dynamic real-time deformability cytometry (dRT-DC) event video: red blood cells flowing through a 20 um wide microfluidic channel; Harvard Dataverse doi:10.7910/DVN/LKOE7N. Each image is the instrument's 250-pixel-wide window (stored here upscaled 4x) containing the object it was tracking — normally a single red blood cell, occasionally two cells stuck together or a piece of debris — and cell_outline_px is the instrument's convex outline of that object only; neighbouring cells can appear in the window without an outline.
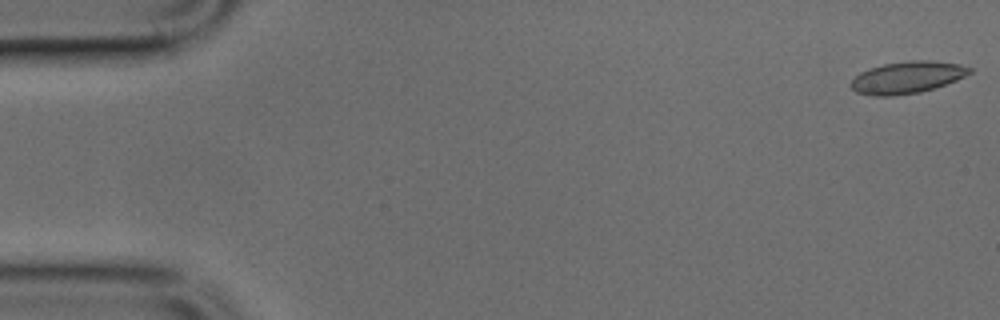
{"species": "common noctule bat (a hibernating species)", "species_latin": "Nyctalus noctula", "temperature_condition": "cold", "stored_images_in_passage": 12, "camera_frame_rate_fps": 3000, "um_per_image_px": 0.085, "animal": {"sex": "male", "body_mass_g": 17.9, "forearm_length_mm": 54.2}, "frame": {"image": 1, "passage_image": 1, "time_ms": 0.0, "image_size_px": [1000, 320], "cell_outline_px": [[972, 72], [956, 80], [936, 88], [920, 92], [892, 96], [872, 96], [856, 92], [848, 84], [860, 72], [868, 68], [884, 64], [912, 60], [932, 60], [960, 64], [972, 68]], "centroid_in_image_um": [77.1, 6.58], "position_along_channel_um": 7.9, "area_um2": 22.25}}
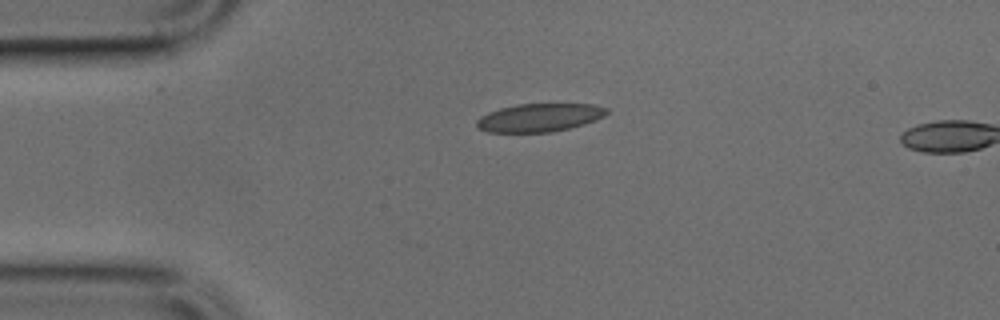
{"frame": {"image": 2, "passage_image": 11, "time_ms": 3.333, "image_size_px": [1000, 320], "cell_outline_px": [[608, 112], [604, 116], [584, 124], [552, 132], [488, 132], [480, 128], [476, 124], [476, 120], [480, 116], [488, 112], [500, 108], [516, 104], [596, 104], [608, 108]], "centroid_in_image_um": [45.86, 9.99], "position_along_channel_um": 39.1, "area_um2": 21.33}}